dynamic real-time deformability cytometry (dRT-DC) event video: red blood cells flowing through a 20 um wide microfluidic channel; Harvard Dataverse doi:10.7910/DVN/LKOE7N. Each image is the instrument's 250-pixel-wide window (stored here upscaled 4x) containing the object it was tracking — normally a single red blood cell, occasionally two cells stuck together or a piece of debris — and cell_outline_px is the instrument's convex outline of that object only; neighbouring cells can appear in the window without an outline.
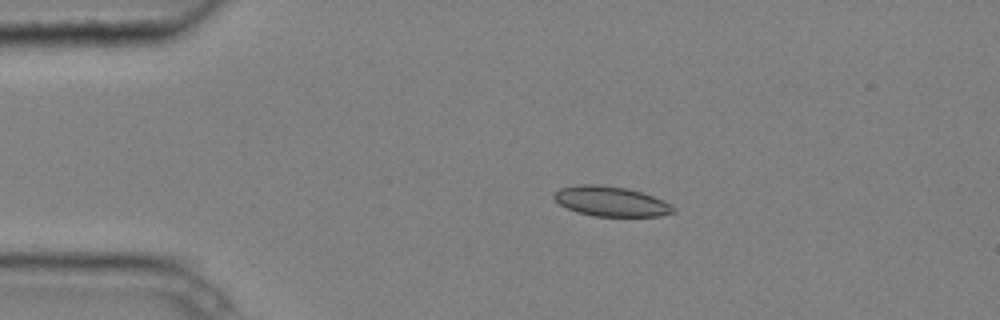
{"species": "common noctule bat (a hibernating species)", "species_latin": "Nyctalus noctula", "temperature_condition": "cold", "stored_images_in_passage": 8, "camera_frame_rate_fps": 3000, "um_per_image_px": 0.085, "animal": {"sex": "male", "body_mass_g": 20.4}, "frame": {"image": 1, "passage_image": 2, "time_ms": 0.333, "image_size_px": [1000, 320], "cell_outline_px": [[676, 212], [660, 216], [592, 216], [576, 212], [560, 204], [552, 196], [552, 192], [560, 188], [576, 184], [600, 184], [628, 188], [652, 196], [676, 208]], "centroid_in_image_um": [51.88, 17.11], "position_along_channel_um": 33.1, "area_um2": 20.87}}
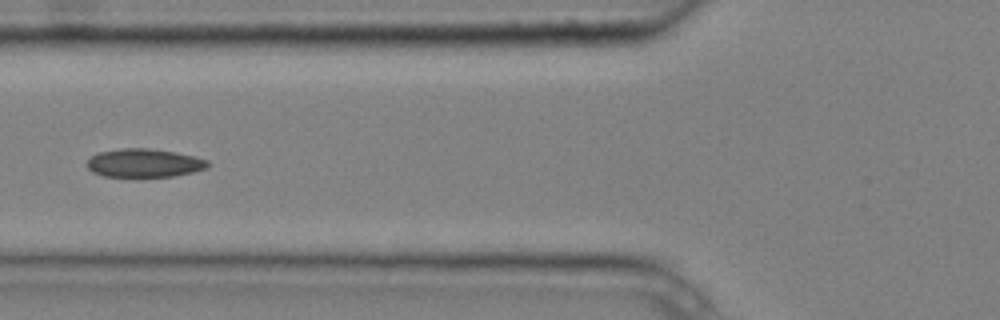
{"frame": {"image": 2, "passage_image": 5, "time_ms": 1.333, "image_size_px": [1000, 320], "cell_outline_px": [[212, 164], [208, 168], [192, 172], [172, 176], [104, 176], [92, 172], [88, 168], [88, 160], [96, 152], [124, 148], [148, 148], [172, 152], [192, 156], [208, 160]], "centroid_in_image_um": [12.26, 13.85], "position_along_channel_um": 113.5, "area_um2": 19.83}}
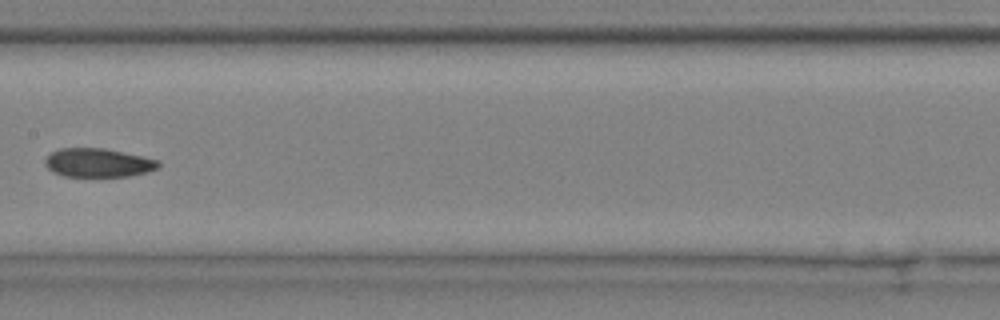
{"frame": {"image": 3, "passage_image": 7, "time_ms": 2.0, "image_size_px": [1000, 320], "cell_outline_px": [[160, 168], [148, 172], [128, 176], [64, 176], [52, 172], [44, 164], [44, 160], [52, 152], [60, 148], [104, 148], [144, 156], [160, 160]], "centroid_in_image_um": [8.38, 13.83], "position_along_channel_um": 199.0, "area_um2": 19.13}}